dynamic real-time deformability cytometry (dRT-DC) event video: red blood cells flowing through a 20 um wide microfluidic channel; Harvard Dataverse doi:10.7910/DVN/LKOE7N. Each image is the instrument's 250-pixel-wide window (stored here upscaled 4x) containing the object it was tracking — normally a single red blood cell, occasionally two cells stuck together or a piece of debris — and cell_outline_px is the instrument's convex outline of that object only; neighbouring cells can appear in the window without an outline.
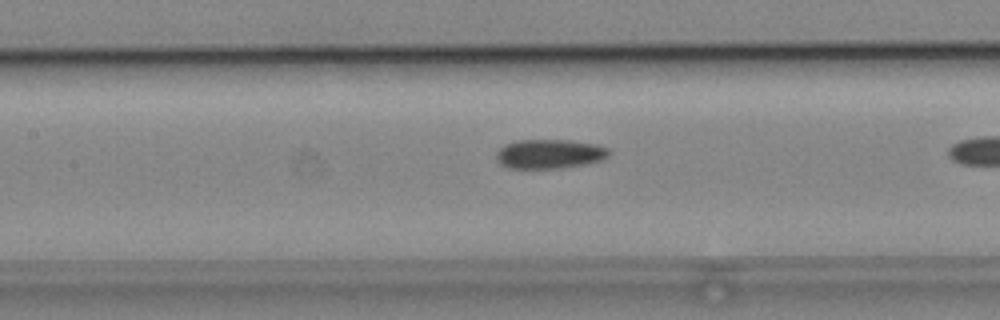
{"species": "common noctule bat (a hibernating species)", "species_latin": "Nyctalus noctula", "temperature_condition": "cold", "stored_images_in_passage": 13, "camera_frame_rate_fps": 3000, "um_per_image_px": 0.085, "animal": {"sex": "male", "body_mass_g": 19.2, "forearm_length_mm": 51.8}, "frame": {"image": 1, "passage_image": 11, "time_ms": 3.333, "image_size_px": [1000, 320], "cell_outline_px": [[608, 156], [600, 160], [584, 164], [560, 168], [508, 168], [500, 164], [496, 160], [496, 152], [504, 144], [516, 140], [568, 140], [596, 144], [608, 148]], "centroid_in_image_um": [46.65, 13.08], "position_along_channel_um": 160.7, "area_um2": 19.19}}